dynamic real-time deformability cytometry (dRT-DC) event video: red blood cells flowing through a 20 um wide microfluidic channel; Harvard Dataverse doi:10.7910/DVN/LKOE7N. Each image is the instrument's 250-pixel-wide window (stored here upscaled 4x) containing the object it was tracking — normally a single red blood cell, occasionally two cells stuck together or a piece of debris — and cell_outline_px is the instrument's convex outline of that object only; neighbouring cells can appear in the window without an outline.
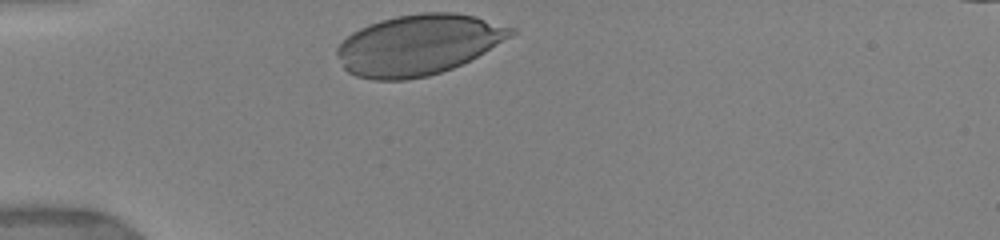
{"species": "human", "species_latin": "Homo sapiens", "temperature_condition": "warm", "stored_images_in_passage": 24, "camera_frame_rate_fps": 3000, "um_per_image_px": 0.085, "donor": {"sex": "female"}, "frame": {"image": 1, "passage_image": 1, "time_ms": 0.0, "image_size_px": [1000, 240], "cell_outline_px": [[516, 32], [512, 36], [484, 52], [452, 68], [428, 76], [404, 80], [372, 80], [356, 76], [348, 72], [344, 68], [336, 52], [336, 48], [352, 32], [368, 24], [380, 20], [396, 16], [420, 12], [456, 12], [476, 16], [516, 28]], "centroid_in_image_um": [35.57, 3.79], "position_along_channel_um": 49.4, "area_um2": 61.27}}
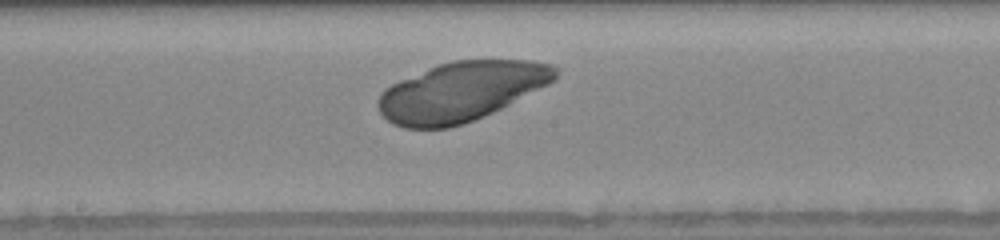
{"frame": {"image": 2, "passage_image": 15, "time_ms": 4.667, "image_size_px": [1000, 240], "cell_outline_px": [[560, 68], [556, 80], [484, 116], [464, 124], [448, 128], [404, 128], [392, 124], [380, 112], [376, 104], [376, 100], [392, 84], [400, 80], [440, 64], [452, 60], [532, 60], [552, 64]], "centroid_in_image_um": [39.23, 7.78], "position_along_channel_um": 209.0, "area_um2": 60.98}}